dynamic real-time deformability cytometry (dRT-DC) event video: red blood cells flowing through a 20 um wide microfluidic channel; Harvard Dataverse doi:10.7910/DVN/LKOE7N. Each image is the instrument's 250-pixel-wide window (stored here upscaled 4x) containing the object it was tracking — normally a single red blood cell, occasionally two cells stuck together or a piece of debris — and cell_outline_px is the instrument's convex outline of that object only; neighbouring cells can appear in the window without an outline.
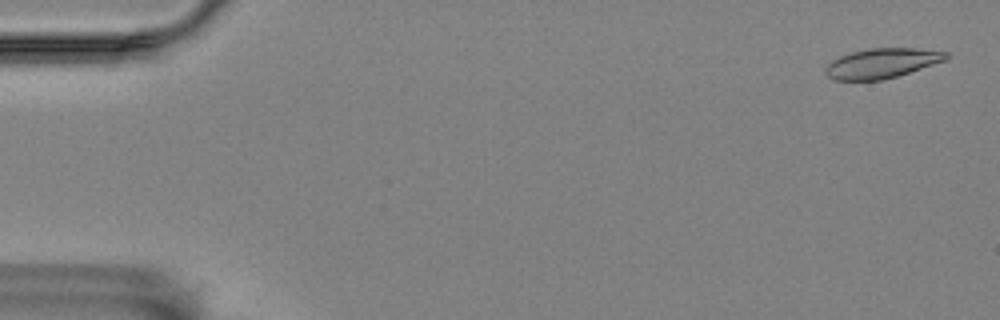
{"species": "Egyptian fruit bat (a non-hibernating species)", "species_latin": "Rousettus aegyptiacus", "temperature_condition": "room temperature", "stored_images_in_passage": 56, "camera_frame_rate_fps": 3000, "um_per_image_px": 0.085, "animal": {"sex": "female"}, "frame": {"image": 1, "passage_image": 2, "time_ms": 0.333, "image_size_px": [1000, 320], "cell_outline_px": [[948, 56], [944, 60], [884, 80], [832, 80], [824, 72], [824, 68], [832, 60], [840, 56], [852, 52], [868, 48], [916, 48], [948, 52]], "centroid_in_image_um": [74.89, 5.37], "position_along_channel_um": 10.1, "area_um2": 20.75}}
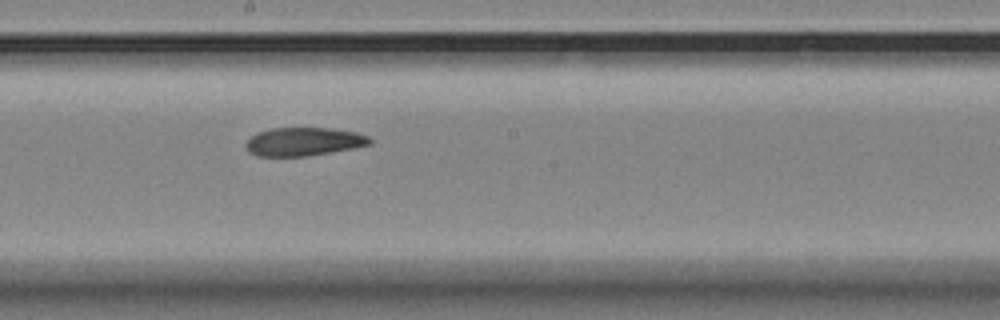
{"frame": {"image": 2, "passage_image": 31, "time_ms": 10.0, "image_size_px": [1000, 320], "cell_outline_px": [[372, 144], [352, 148], [308, 156], [256, 156], [248, 152], [244, 144], [256, 132], [272, 128], [332, 128], [356, 132], [368, 136], [372, 140]], "centroid_in_image_um": [25.79, 12.04], "position_along_channel_um": 222.4, "area_um2": 20.58}}
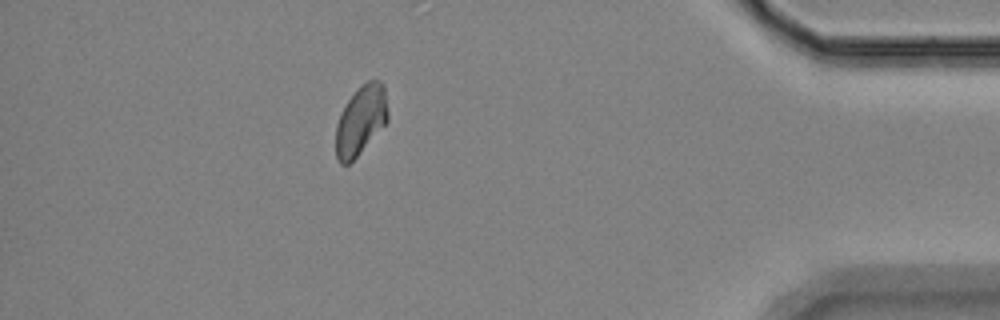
{"frame": {"image": 3, "passage_image": 50, "time_ms": 16.333, "image_size_px": [1000, 320], "cell_outline_px": [[388, 120], [356, 156], [348, 164], [340, 164], [336, 160], [336, 124], [340, 112], [348, 100], [368, 80], [380, 80], [384, 84], [388, 112]], "centroid_in_image_um": [30.65, 10.22], "position_along_channel_um": 404.5, "area_um2": 20.63}, "authors_computed_cell_mechanics": {"area_um2": 21.3571, "velocity_mm_per_s": 3.5454, "shape_relaxation_time_tau1_ms": null, "shape_relaxation_time_tau2_ms": 8.9875, "deformation_change_tau1": null, "deformation_change_tau2": 0.1282}}